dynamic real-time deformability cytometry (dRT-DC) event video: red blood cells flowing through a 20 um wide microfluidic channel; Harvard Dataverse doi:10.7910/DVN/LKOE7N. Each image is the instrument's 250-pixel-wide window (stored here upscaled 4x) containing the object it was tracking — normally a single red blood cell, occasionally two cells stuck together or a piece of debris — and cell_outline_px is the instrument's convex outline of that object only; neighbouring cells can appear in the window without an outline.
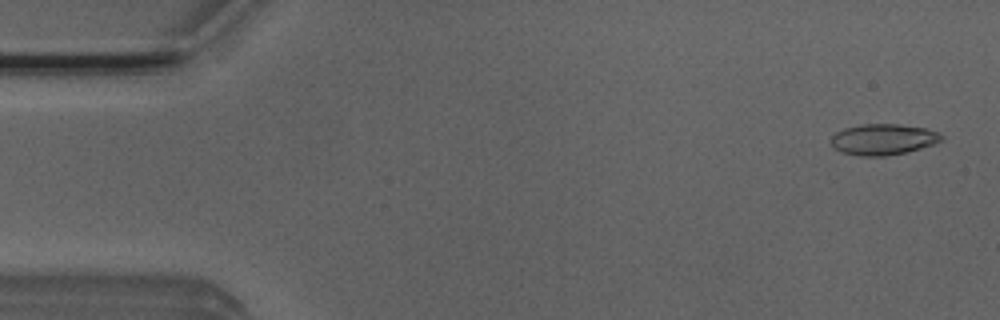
{"species": "Egyptian fruit bat (a non-hibernating species)", "species_latin": "Rousettus aegyptiacus", "temperature_condition": "room temperature", "stored_images_in_passage": 7, "camera_frame_rate_fps": 3000, "um_per_image_px": 0.085, "animal": {"sex": "male"}, "frame": {"image": 1, "passage_image": 1, "time_ms": 0.0, "image_size_px": [1000, 320], "cell_outline_px": [[944, 140], [908, 152], [884, 156], [860, 156], [840, 152], [832, 148], [828, 140], [836, 132], [844, 128], [860, 124], [900, 124], [924, 128], [936, 132], [944, 136]], "centroid_in_image_um": [75.0, 11.85], "position_along_channel_um": 10.0, "area_um2": 20.17}}
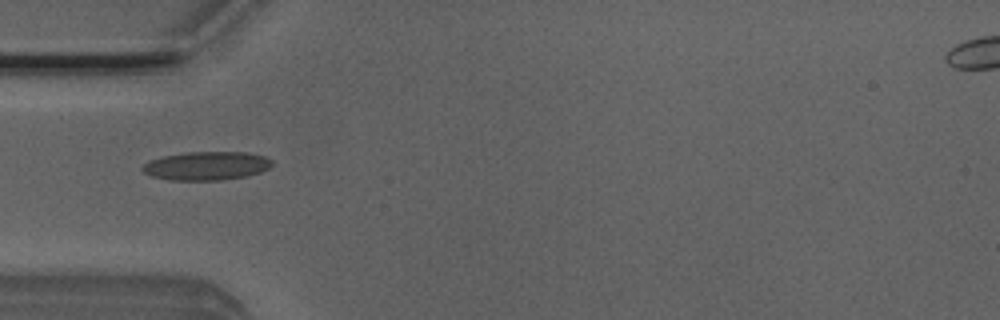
{"frame": {"image": 2, "passage_image": 5, "time_ms": 1.333, "image_size_px": [1000, 320], "cell_outline_px": [[272, 164], [268, 168], [260, 172], [248, 176], [220, 180], [168, 180], [152, 176], [144, 172], [140, 168], [148, 160], [164, 156], [188, 152], [248, 152], [264, 156], [272, 160]], "centroid_in_image_um": [17.54, 14.09], "position_along_channel_um": 67.5, "area_um2": 21.62}}